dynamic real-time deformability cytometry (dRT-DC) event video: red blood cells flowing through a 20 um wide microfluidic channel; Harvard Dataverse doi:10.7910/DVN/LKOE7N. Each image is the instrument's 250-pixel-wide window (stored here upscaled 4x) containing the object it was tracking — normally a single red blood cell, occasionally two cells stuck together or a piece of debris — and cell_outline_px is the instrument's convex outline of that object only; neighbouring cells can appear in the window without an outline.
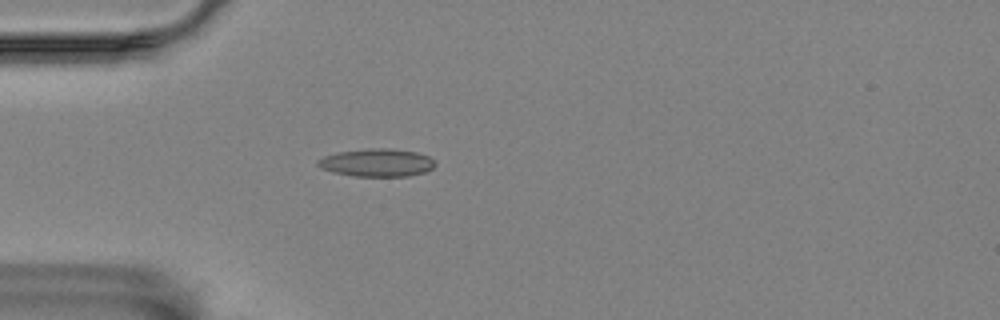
{"species": "Egyptian fruit bat (a non-hibernating species)", "species_latin": "Rousettus aegyptiacus", "temperature_condition": "room temperature", "stored_images_in_passage": 5, "camera_frame_rate_fps": 3000, "um_per_image_px": 0.085, "animal": {"sex": "female"}, "frame": {"image": 1, "passage_image": 5, "time_ms": 5.0, "image_size_px": [1000, 320], "cell_outline_px": [[436, 164], [432, 168], [424, 172], [408, 176], [352, 176], [332, 172], [320, 168], [316, 164], [316, 160], [324, 156], [340, 152], [368, 148], [392, 148], [416, 152], [428, 156]], "centroid_in_image_um": [32.0, 13.82], "position_along_channel_um": 53.0, "area_um2": 19.07}}